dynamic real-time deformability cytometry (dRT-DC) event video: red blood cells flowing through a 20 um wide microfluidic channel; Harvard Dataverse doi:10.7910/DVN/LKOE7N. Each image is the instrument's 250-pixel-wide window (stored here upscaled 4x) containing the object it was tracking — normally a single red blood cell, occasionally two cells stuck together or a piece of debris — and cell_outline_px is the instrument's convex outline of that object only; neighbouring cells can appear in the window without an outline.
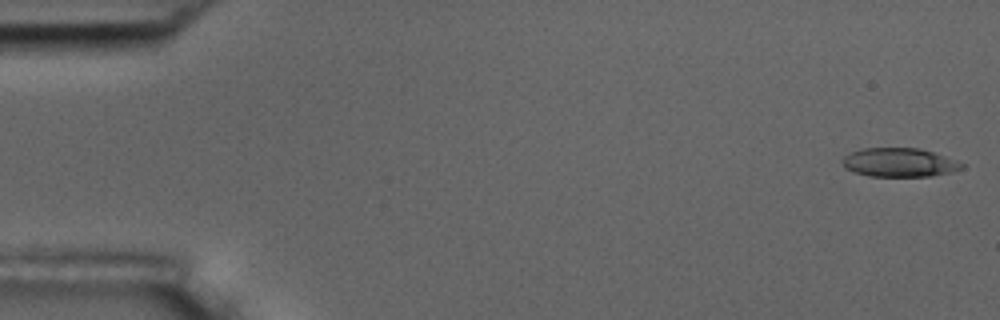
{"species": "common noctule bat (a hibernating species)", "species_latin": "Nyctalus noctula", "temperature_condition": "room temperature", "stored_images_in_passage": 53, "camera_frame_rate_fps": 3000, "um_per_image_px": 0.085, "animal": {"sex": "male", "body_mass_g": 17.5, "forearm_length_mm": 52.3}, "frame": {"image": 1, "passage_image": 1, "time_ms": 0.0, "image_size_px": [1000, 320], "cell_outline_px": [[964, 168], [952, 172], [932, 176], [868, 176], [844, 168], [840, 160], [844, 156], [860, 148], [920, 148], [956, 160], [964, 164]], "centroid_in_image_um": [76.43, 13.81], "position_along_channel_um": 8.6, "area_um2": 20.11}}
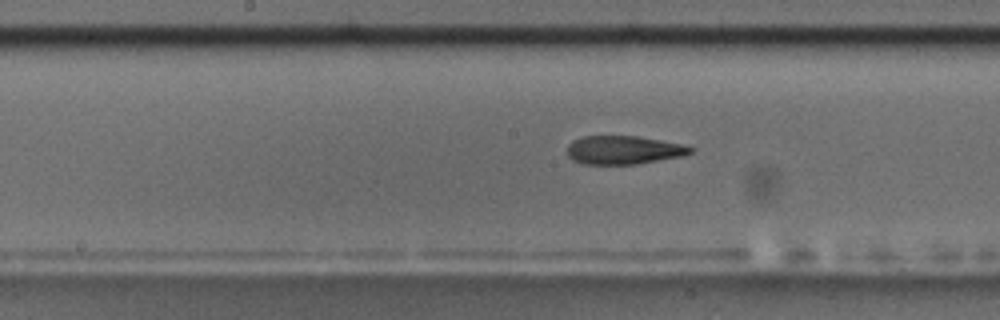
{"frame": {"image": 2, "passage_image": 27, "time_ms": 8.667, "image_size_px": [1000, 320], "cell_outline_px": [[696, 148], [692, 152], [684, 156], [636, 164], [584, 164], [572, 160], [568, 156], [568, 144], [572, 140], [584, 136], [636, 136], [660, 140], [680, 144]], "centroid_in_image_um": [53.0, 12.75], "position_along_channel_um": 195.2, "area_um2": 20.46}}
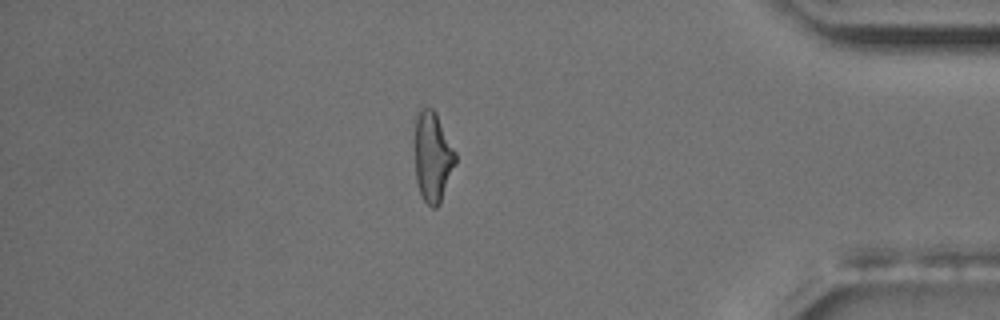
{"frame": {"image": 3, "passage_image": 46, "time_ms": 15.0, "image_size_px": [1000, 320], "cell_outline_px": [[456, 164], [440, 204], [436, 208], [432, 208], [424, 200], [420, 192], [416, 180], [416, 120], [420, 108], [432, 108], [436, 112], [456, 152]], "centroid_in_image_um": [36.81, 13.36], "position_along_channel_um": 398.4, "area_um2": 21.15}, "authors_computed_cell_mechanics": {"area_um2": 21.2126, "velocity_mm_per_s": 3.7491, "shape_relaxation_time_tau1_ms": null, "shape_relaxation_time_tau2_ms": 2.7844, "deformation_change_tau1": null, "deformation_change_tau2": 0.1269}}